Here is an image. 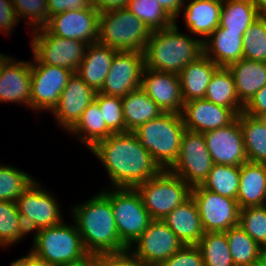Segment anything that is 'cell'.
Wrapping results in <instances>:
<instances>
[{
  "instance_id": "6da1fadb",
  "label": "cell",
  "mask_w": 266,
  "mask_h": 266,
  "mask_svg": "<svg viewBox=\"0 0 266 266\" xmlns=\"http://www.w3.org/2000/svg\"><path fill=\"white\" fill-rule=\"evenodd\" d=\"M90 151L107 169L114 188H136L162 171L132 131L112 133Z\"/></svg>"
},
{
  "instance_id": "7a4b0ae2",
  "label": "cell",
  "mask_w": 266,
  "mask_h": 266,
  "mask_svg": "<svg viewBox=\"0 0 266 266\" xmlns=\"http://www.w3.org/2000/svg\"><path fill=\"white\" fill-rule=\"evenodd\" d=\"M72 210L88 254L120 253L128 250L118 236L111 201L103 191Z\"/></svg>"
},
{
  "instance_id": "3957f363",
  "label": "cell",
  "mask_w": 266,
  "mask_h": 266,
  "mask_svg": "<svg viewBox=\"0 0 266 266\" xmlns=\"http://www.w3.org/2000/svg\"><path fill=\"white\" fill-rule=\"evenodd\" d=\"M146 69L179 74L204 54L203 39L182 34L174 24L152 31L144 49Z\"/></svg>"
},
{
  "instance_id": "277c9868",
  "label": "cell",
  "mask_w": 266,
  "mask_h": 266,
  "mask_svg": "<svg viewBox=\"0 0 266 266\" xmlns=\"http://www.w3.org/2000/svg\"><path fill=\"white\" fill-rule=\"evenodd\" d=\"M185 130L181 114L162 113L159 117L140 125L133 132L159 167L169 170L179 156Z\"/></svg>"
},
{
  "instance_id": "5b68a950",
  "label": "cell",
  "mask_w": 266,
  "mask_h": 266,
  "mask_svg": "<svg viewBox=\"0 0 266 266\" xmlns=\"http://www.w3.org/2000/svg\"><path fill=\"white\" fill-rule=\"evenodd\" d=\"M151 30L126 7L100 13V44L116 51L144 52Z\"/></svg>"
},
{
  "instance_id": "8992f818",
  "label": "cell",
  "mask_w": 266,
  "mask_h": 266,
  "mask_svg": "<svg viewBox=\"0 0 266 266\" xmlns=\"http://www.w3.org/2000/svg\"><path fill=\"white\" fill-rule=\"evenodd\" d=\"M31 253L49 266L77 262L88 255L77 226L61 222L35 232Z\"/></svg>"
},
{
  "instance_id": "52a82bcc",
  "label": "cell",
  "mask_w": 266,
  "mask_h": 266,
  "mask_svg": "<svg viewBox=\"0 0 266 266\" xmlns=\"http://www.w3.org/2000/svg\"><path fill=\"white\" fill-rule=\"evenodd\" d=\"M152 220H163L172 210L191 196V187L169 170L136 187Z\"/></svg>"
},
{
  "instance_id": "ba28073f",
  "label": "cell",
  "mask_w": 266,
  "mask_h": 266,
  "mask_svg": "<svg viewBox=\"0 0 266 266\" xmlns=\"http://www.w3.org/2000/svg\"><path fill=\"white\" fill-rule=\"evenodd\" d=\"M111 201L113 216L120 240L133 249L134 241L152 221L136 188H115L103 192ZM132 246V247H131Z\"/></svg>"
},
{
  "instance_id": "9c48e42d",
  "label": "cell",
  "mask_w": 266,
  "mask_h": 266,
  "mask_svg": "<svg viewBox=\"0 0 266 266\" xmlns=\"http://www.w3.org/2000/svg\"><path fill=\"white\" fill-rule=\"evenodd\" d=\"M213 165L203 133L186 129L182 135L179 156L169 171L192 188L202 185Z\"/></svg>"
},
{
  "instance_id": "30bf717a",
  "label": "cell",
  "mask_w": 266,
  "mask_h": 266,
  "mask_svg": "<svg viewBox=\"0 0 266 266\" xmlns=\"http://www.w3.org/2000/svg\"><path fill=\"white\" fill-rule=\"evenodd\" d=\"M31 46L34 56L42 63L67 68L76 73L84 59L87 43L52 34L46 27L33 30Z\"/></svg>"
},
{
  "instance_id": "8fae6325",
  "label": "cell",
  "mask_w": 266,
  "mask_h": 266,
  "mask_svg": "<svg viewBox=\"0 0 266 266\" xmlns=\"http://www.w3.org/2000/svg\"><path fill=\"white\" fill-rule=\"evenodd\" d=\"M193 197L204 232H226L239 225L240 207L236 199L223 197L204 189L192 187Z\"/></svg>"
},
{
  "instance_id": "7c38bea8",
  "label": "cell",
  "mask_w": 266,
  "mask_h": 266,
  "mask_svg": "<svg viewBox=\"0 0 266 266\" xmlns=\"http://www.w3.org/2000/svg\"><path fill=\"white\" fill-rule=\"evenodd\" d=\"M16 204L27 233L56 226L63 221L58 203L40 188L36 180L17 198Z\"/></svg>"
},
{
  "instance_id": "4fadbf2b",
  "label": "cell",
  "mask_w": 266,
  "mask_h": 266,
  "mask_svg": "<svg viewBox=\"0 0 266 266\" xmlns=\"http://www.w3.org/2000/svg\"><path fill=\"white\" fill-rule=\"evenodd\" d=\"M30 64L31 108L52 112L74 72L64 67L42 64L35 56L34 63Z\"/></svg>"
},
{
  "instance_id": "5bb4252c",
  "label": "cell",
  "mask_w": 266,
  "mask_h": 266,
  "mask_svg": "<svg viewBox=\"0 0 266 266\" xmlns=\"http://www.w3.org/2000/svg\"><path fill=\"white\" fill-rule=\"evenodd\" d=\"M135 243L132 254L146 266H160L184 246L163 220H152Z\"/></svg>"
},
{
  "instance_id": "9a60e30c",
  "label": "cell",
  "mask_w": 266,
  "mask_h": 266,
  "mask_svg": "<svg viewBox=\"0 0 266 266\" xmlns=\"http://www.w3.org/2000/svg\"><path fill=\"white\" fill-rule=\"evenodd\" d=\"M144 68L143 52L117 51L100 93L123 97L140 88Z\"/></svg>"
},
{
  "instance_id": "2e32d148",
  "label": "cell",
  "mask_w": 266,
  "mask_h": 266,
  "mask_svg": "<svg viewBox=\"0 0 266 266\" xmlns=\"http://www.w3.org/2000/svg\"><path fill=\"white\" fill-rule=\"evenodd\" d=\"M100 12L89 6L55 14L45 26L52 34L85 42L88 45L97 43L99 36Z\"/></svg>"
},
{
  "instance_id": "e0dca14e",
  "label": "cell",
  "mask_w": 266,
  "mask_h": 266,
  "mask_svg": "<svg viewBox=\"0 0 266 266\" xmlns=\"http://www.w3.org/2000/svg\"><path fill=\"white\" fill-rule=\"evenodd\" d=\"M214 164L241 166L248 162L240 122L203 133Z\"/></svg>"
},
{
  "instance_id": "ac0fdd59",
  "label": "cell",
  "mask_w": 266,
  "mask_h": 266,
  "mask_svg": "<svg viewBox=\"0 0 266 266\" xmlns=\"http://www.w3.org/2000/svg\"><path fill=\"white\" fill-rule=\"evenodd\" d=\"M141 88L164 113L181 114L184 100L179 74L144 68Z\"/></svg>"
},
{
  "instance_id": "d6986e66",
  "label": "cell",
  "mask_w": 266,
  "mask_h": 266,
  "mask_svg": "<svg viewBox=\"0 0 266 266\" xmlns=\"http://www.w3.org/2000/svg\"><path fill=\"white\" fill-rule=\"evenodd\" d=\"M96 94L94 89L73 73L51 113L57 118L58 124L69 132L80 120L87 106L95 100Z\"/></svg>"
},
{
  "instance_id": "ffe728a7",
  "label": "cell",
  "mask_w": 266,
  "mask_h": 266,
  "mask_svg": "<svg viewBox=\"0 0 266 266\" xmlns=\"http://www.w3.org/2000/svg\"><path fill=\"white\" fill-rule=\"evenodd\" d=\"M181 116L187 130L200 133L226 127L237 118L230 108L206 99L184 102Z\"/></svg>"
},
{
  "instance_id": "44dd1931",
  "label": "cell",
  "mask_w": 266,
  "mask_h": 266,
  "mask_svg": "<svg viewBox=\"0 0 266 266\" xmlns=\"http://www.w3.org/2000/svg\"><path fill=\"white\" fill-rule=\"evenodd\" d=\"M6 57L0 65V102L31 107V64Z\"/></svg>"
},
{
  "instance_id": "7402d4cb",
  "label": "cell",
  "mask_w": 266,
  "mask_h": 266,
  "mask_svg": "<svg viewBox=\"0 0 266 266\" xmlns=\"http://www.w3.org/2000/svg\"><path fill=\"white\" fill-rule=\"evenodd\" d=\"M245 33L225 31L218 27L208 38H203L204 54L218 67L227 68L244 58L243 36Z\"/></svg>"
},
{
  "instance_id": "603a6c76",
  "label": "cell",
  "mask_w": 266,
  "mask_h": 266,
  "mask_svg": "<svg viewBox=\"0 0 266 266\" xmlns=\"http://www.w3.org/2000/svg\"><path fill=\"white\" fill-rule=\"evenodd\" d=\"M116 52L112 47L99 42L89 44L76 74L89 87L100 92Z\"/></svg>"
},
{
  "instance_id": "cb8c5ba5",
  "label": "cell",
  "mask_w": 266,
  "mask_h": 266,
  "mask_svg": "<svg viewBox=\"0 0 266 266\" xmlns=\"http://www.w3.org/2000/svg\"><path fill=\"white\" fill-rule=\"evenodd\" d=\"M163 221L184 245H197L204 235L198 208L192 196L172 210Z\"/></svg>"
},
{
  "instance_id": "d4e9b609",
  "label": "cell",
  "mask_w": 266,
  "mask_h": 266,
  "mask_svg": "<svg viewBox=\"0 0 266 266\" xmlns=\"http://www.w3.org/2000/svg\"><path fill=\"white\" fill-rule=\"evenodd\" d=\"M227 68L233 75L237 97L244 106L266 85V62L242 58Z\"/></svg>"
},
{
  "instance_id": "484cf974",
  "label": "cell",
  "mask_w": 266,
  "mask_h": 266,
  "mask_svg": "<svg viewBox=\"0 0 266 266\" xmlns=\"http://www.w3.org/2000/svg\"><path fill=\"white\" fill-rule=\"evenodd\" d=\"M223 0H190L184 6L185 25L190 33L209 37L220 22Z\"/></svg>"
},
{
  "instance_id": "4316f807",
  "label": "cell",
  "mask_w": 266,
  "mask_h": 266,
  "mask_svg": "<svg viewBox=\"0 0 266 266\" xmlns=\"http://www.w3.org/2000/svg\"><path fill=\"white\" fill-rule=\"evenodd\" d=\"M218 68L205 54L185 66L179 73L184 102L204 99L210 79Z\"/></svg>"
},
{
  "instance_id": "83f0119b",
  "label": "cell",
  "mask_w": 266,
  "mask_h": 266,
  "mask_svg": "<svg viewBox=\"0 0 266 266\" xmlns=\"http://www.w3.org/2000/svg\"><path fill=\"white\" fill-rule=\"evenodd\" d=\"M266 190V164L246 162L240 166L237 202L240 209L264 206Z\"/></svg>"
},
{
  "instance_id": "f1b7e54d",
  "label": "cell",
  "mask_w": 266,
  "mask_h": 266,
  "mask_svg": "<svg viewBox=\"0 0 266 266\" xmlns=\"http://www.w3.org/2000/svg\"><path fill=\"white\" fill-rule=\"evenodd\" d=\"M125 132L134 131L140 125L164 113L140 87L121 97Z\"/></svg>"
},
{
  "instance_id": "f546056e",
  "label": "cell",
  "mask_w": 266,
  "mask_h": 266,
  "mask_svg": "<svg viewBox=\"0 0 266 266\" xmlns=\"http://www.w3.org/2000/svg\"><path fill=\"white\" fill-rule=\"evenodd\" d=\"M204 99L230 108L237 116L244 105L239 101L232 73L226 67H219L212 75Z\"/></svg>"
},
{
  "instance_id": "4dcf8cb0",
  "label": "cell",
  "mask_w": 266,
  "mask_h": 266,
  "mask_svg": "<svg viewBox=\"0 0 266 266\" xmlns=\"http://www.w3.org/2000/svg\"><path fill=\"white\" fill-rule=\"evenodd\" d=\"M258 17L252 0H223L219 27L225 31L246 32Z\"/></svg>"
},
{
  "instance_id": "1f68e13d",
  "label": "cell",
  "mask_w": 266,
  "mask_h": 266,
  "mask_svg": "<svg viewBox=\"0 0 266 266\" xmlns=\"http://www.w3.org/2000/svg\"><path fill=\"white\" fill-rule=\"evenodd\" d=\"M230 254L235 266H258L264 249L240 225L226 231Z\"/></svg>"
},
{
  "instance_id": "d6a6232c",
  "label": "cell",
  "mask_w": 266,
  "mask_h": 266,
  "mask_svg": "<svg viewBox=\"0 0 266 266\" xmlns=\"http://www.w3.org/2000/svg\"><path fill=\"white\" fill-rule=\"evenodd\" d=\"M69 132L79 133V140L81 139L89 149H92L99 141L108 138L112 134L107 128L95 100L87 106L80 120Z\"/></svg>"
},
{
  "instance_id": "836d02e7",
  "label": "cell",
  "mask_w": 266,
  "mask_h": 266,
  "mask_svg": "<svg viewBox=\"0 0 266 266\" xmlns=\"http://www.w3.org/2000/svg\"><path fill=\"white\" fill-rule=\"evenodd\" d=\"M248 162L266 164V128L256 117L244 112L238 115Z\"/></svg>"
},
{
  "instance_id": "e575fe53",
  "label": "cell",
  "mask_w": 266,
  "mask_h": 266,
  "mask_svg": "<svg viewBox=\"0 0 266 266\" xmlns=\"http://www.w3.org/2000/svg\"><path fill=\"white\" fill-rule=\"evenodd\" d=\"M240 166L214 164L202 187L223 197L237 200Z\"/></svg>"
},
{
  "instance_id": "d590c367",
  "label": "cell",
  "mask_w": 266,
  "mask_h": 266,
  "mask_svg": "<svg viewBox=\"0 0 266 266\" xmlns=\"http://www.w3.org/2000/svg\"><path fill=\"white\" fill-rule=\"evenodd\" d=\"M197 246L201 250L204 266H235L226 232H204Z\"/></svg>"
},
{
  "instance_id": "8d00e7d4",
  "label": "cell",
  "mask_w": 266,
  "mask_h": 266,
  "mask_svg": "<svg viewBox=\"0 0 266 266\" xmlns=\"http://www.w3.org/2000/svg\"><path fill=\"white\" fill-rule=\"evenodd\" d=\"M126 8L142 20L151 32L166 29L174 24V19L157 0H128Z\"/></svg>"
},
{
  "instance_id": "74e56055",
  "label": "cell",
  "mask_w": 266,
  "mask_h": 266,
  "mask_svg": "<svg viewBox=\"0 0 266 266\" xmlns=\"http://www.w3.org/2000/svg\"><path fill=\"white\" fill-rule=\"evenodd\" d=\"M26 234L16 202L0 200V245L15 244Z\"/></svg>"
},
{
  "instance_id": "f35d334b",
  "label": "cell",
  "mask_w": 266,
  "mask_h": 266,
  "mask_svg": "<svg viewBox=\"0 0 266 266\" xmlns=\"http://www.w3.org/2000/svg\"><path fill=\"white\" fill-rule=\"evenodd\" d=\"M25 171L0 165V200L14 201L34 182Z\"/></svg>"
},
{
  "instance_id": "ab89813d",
  "label": "cell",
  "mask_w": 266,
  "mask_h": 266,
  "mask_svg": "<svg viewBox=\"0 0 266 266\" xmlns=\"http://www.w3.org/2000/svg\"><path fill=\"white\" fill-rule=\"evenodd\" d=\"M244 58L266 62V17H258L243 36Z\"/></svg>"
},
{
  "instance_id": "60d3db41",
  "label": "cell",
  "mask_w": 266,
  "mask_h": 266,
  "mask_svg": "<svg viewBox=\"0 0 266 266\" xmlns=\"http://www.w3.org/2000/svg\"><path fill=\"white\" fill-rule=\"evenodd\" d=\"M239 225L258 245L266 249V206L240 209Z\"/></svg>"
},
{
  "instance_id": "b9f144b4",
  "label": "cell",
  "mask_w": 266,
  "mask_h": 266,
  "mask_svg": "<svg viewBox=\"0 0 266 266\" xmlns=\"http://www.w3.org/2000/svg\"><path fill=\"white\" fill-rule=\"evenodd\" d=\"M95 101L99 106V110L102 113L107 128L112 133L125 132V120L121 97L97 92Z\"/></svg>"
},
{
  "instance_id": "7bdbcfd3",
  "label": "cell",
  "mask_w": 266,
  "mask_h": 266,
  "mask_svg": "<svg viewBox=\"0 0 266 266\" xmlns=\"http://www.w3.org/2000/svg\"><path fill=\"white\" fill-rule=\"evenodd\" d=\"M18 19H28V23L35 28L45 27L50 18L47 8V0H12ZM29 17V18H28Z\"/></svg>"
},
{
  "instance_id": "ee69618b",
  "label": "cell",
  "mask_w": 266,
  "mask_h": 266,
  "mask_svg": "<svg viewBox=\"0 0 266 266\" xmlns=\"http://www.w3.org/2000/svg\"><path fill=\"white\" fill-rule=\"evenodd\" d=\"M160 266H204V262L197 245H184Z\"/></svg>"
},
{
  "instance_id": "f6af8a7d",
  "label": "cell",
  "mask_w": 266,
  "mask_h": 266,
  "mask_svg": "<svg viewBox=\"0 0 266 266\" xmlns=\"http://www.w3.org/2000/svg\"><path fill=\"white\" fill-rule=\"evenodd\" d=\"M131 251L132 249L120 253L94 254V266H146Z\"/></svg>"
},
{
  "instance_id": "bcb514c9",
  "label": "cell",
  "mask_w": 266,
  "mask_h": 266,
  "mask_svg": "<svg viewBox=\"0 0 266 266\" xmlns=\"http://www.w3.org/2000/svg\"><path fill=\"white\" fill-rule=\"evenodd\" d=\"M93 6L91 0H47L49 18L55 14Z\"/></svg>"
},
{
  "instance_id": "7dc6e473",
  "label": "cell",
  "mask_w": 266,
  "mask_h": 266,
  "mask_svg": "<svg viewBox=\"0 0 266 266\" xmlns=\"http://www.w3.org/2000/svg\"><path fill=\"white\" fill-rule=\"evenodd\" d=\"M18 23L12 0H0V30L8 34Z\"/></svg>"
},
{
  "instance_id": "c3c4849f",
  "label": "cell",
  "mask_w": 266,
  "mask_h": 266,
  "mask_svg": "<svg viewBox=\"0 0 266 266\" xmlns=\"http://www.w3.org/2000/svg\"><path fill=\"white\" fill-rule=\"evenodd\" d=\"M243 112L253 117L266 112V85L249 100Z\"/></svg>"
},
{
  "instance_id": "681fc988",
  "label": "cell",
  "mask_w": 266,
  "mask_h": 266,
  "mask_svg": "<svg viewBox=\"0 0 266 266\" xmlns=\"http://www.w3.org/2000/svg\"><path fill=\"white\" fill-rule=\"evenodd\" d=\"M160 6L176 21V17L182 12L185 0H157Z\"/></svg>"
},
{
  "instance_id": "f907efd6",
  "label": "cell",
  "mask_w": 266,
  "mask_h": 266,
  "mask_svg": "<svg viewBox=\"0 0 266 266\" xmlns=\"http://www.w3.org/2000/svg\"><path fill=\"white\" fill-rule=\"evenodd\" d=\"M93 6L100 12L114 10L127 6L128 0H91Z\"/></svg>"
},
{
  "instance_id": "816d5d0a",
  "label": "cell",
  "mask_w": 266,
  "mask_h": 266,
  "mask_svg": "<svg viewBox=\"0 0 266 266\" xmlns=\"http://www.w3.org/2000/svg\"><path fill=\"white\" fill-rule=\"evenodd\" d=\"M25 266H49L43 260L34 256L31 251L27 253L25 258Z\"/></svg>"
},
{
  "instance_id": "f5cc1de1",
  "label": "cell",
  "mask_w": 266,
  "mask_h": 266,
  "mask_svg": "<svg viewBox=\"0 0 266 266\" xmlns=\"http://www.w3.org/2000/svg\"><path fill=\"white\" fill-rule=\"evenodd\" d=\"M61 266H94V255L88 254L81 260Z\"/></svg>"
},
{
  "instance_id": "db71d44e",
  "label": "cell",
  "mask_w": 266,
  "mask_h": 266,
  "mask_svg": "<svg viewBox=\"0 0 266 266\" xmlns=\"http://www.w3.org/2000/svg\"><path fill=\"white\" fill-rule=\"evenodd\" d=\"M256 6L258 13L262 17H266V0H252Z\"/></svg>"
},
{
  "instance_id": "11a10c76",
  "label": "cell",
  "mask_w": 266,
  "mask_h": 266,
  "mask_svg": "<svg viewBox=\"0 0 266 266\" xmlns=\"http://www.w3.org/2000/svg\"><path fill=\"white\" fill-rule=\"evenodd\" d=\"M258 121L266 128V112L255 116Z\"/></svg>"
},
{
  "instance_id": "9f6ffc18",
  "label": "cell",
  "mask_w": 266,
  "mask_h": 266,
  "mask_svg": "<svg viewBox=\"0 0 266 266\" xmlns=\"http://www.w3.org/2000/svg\"><path fill=\"white\" fill-rule=\"evenodd\" d=\"M26 257H27V256L22 257V258H20V259H18V260H15L14 262L11 263L10 266H25V258H26Z\"/></svg>"
},
{
  "instance_id": "6f0895ef",
  "label": "cell",
  "mask_w": 266,
  "mask_h": 266,
  "mask_svg": "<svg viewBox=\"0 0 266 266\" xmlns=\"http://www.w3.org/2000/svg\"><path fill=\"white\" fill-rule=\"evenodd\" d=\"M258 266H266V251L265 250L261 255V259H260Z\"/></svg>"
},
{
  "instance_id": "680465c9",
  "label": "cell",
  "mask_w": 266,
  "mask_h": 266,
  "mask_svg": "<svg viewBox=\"0 0 266 266\" xmlns=\"http://www.w3.org/2000/svg\"><path fill=\"white\" fill-rule=\"evenodd\" d=\"M264 206H266V190H265Z\"/></svg>"
}]
</instances>
